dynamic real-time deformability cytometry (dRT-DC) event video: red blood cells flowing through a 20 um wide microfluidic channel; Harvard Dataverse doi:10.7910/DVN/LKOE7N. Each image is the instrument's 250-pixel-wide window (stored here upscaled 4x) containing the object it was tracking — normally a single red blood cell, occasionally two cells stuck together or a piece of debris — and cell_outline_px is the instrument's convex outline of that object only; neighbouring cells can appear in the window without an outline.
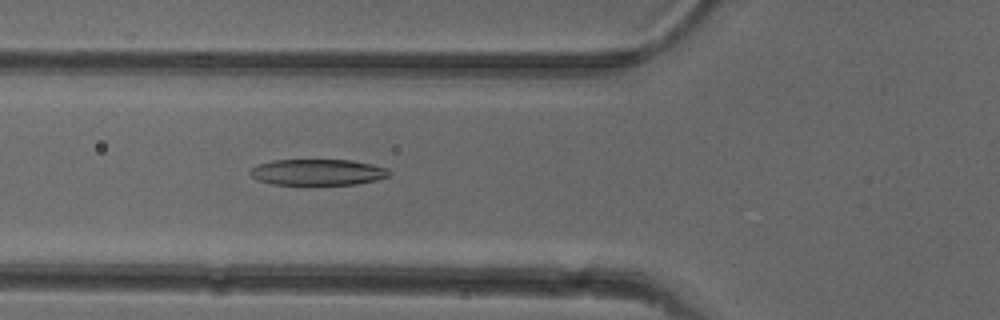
{"species": "common noctule bat (a hibernating species)", "species_latin": "Nyctalus noctula", "temperature_condition": "cold", "stored_images_in_passage": 46, "camera_frame_rate_fps": 3000, "um_per_image_px": 0.085, "animal": {"sex": "female"}, "frame": {"image": 1, "passage_image": 13, "time_ms": 4.0, "image_size_px": [1000, 320], "cell_outline_px": [[392, 172], [388, 176], [376, 180], [356, 184], [272, 184], [260, 180], [252, 176], [248, 172], [256, 164], [272, 160], [352, 160], [372, 164], [388, 168]], "centroid_in_image_um": [27.02, 14.62], "position_along_channel_um": 98.8, "area_um2": 21.1}}
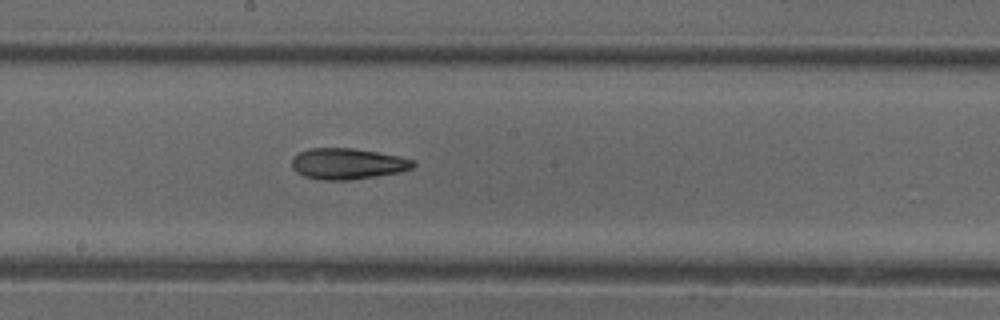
{"frame": {"image": 2, "passage_image": 22, "time_ms": 7.0, "image_size_px": [1000, 320], "cell_outline_px": [[416, 164], [412, 168], [400, 172], [348, 180], [320, 180], [304, 176], [296, 172], [292, 168], [292, 160], [300, 152], [308, 148], [352, 148], [400, 156], [416, 160]], "centroid_in_image_um": [29.56, 13.92], "position_along_channel_um": 218.6, "area_um2": 21.91}}
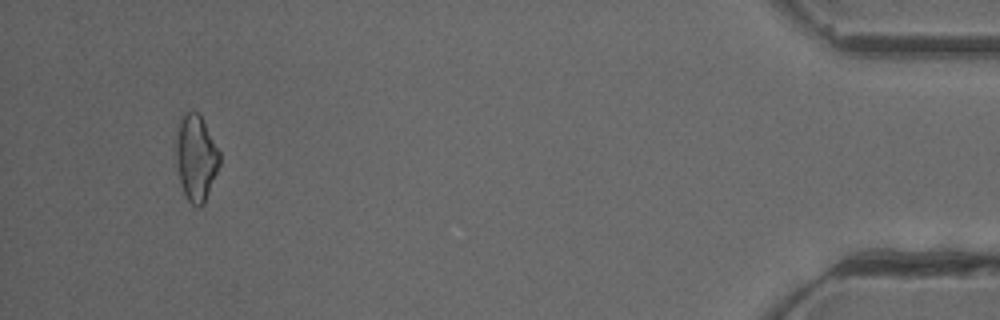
{"frame": {"image": 3, "passage_image": 43, "time_ms": 14.0, "image_size_px": [1000, 320], "cell_outline_px": [[220, 164], [204, 204], [200, 208], [196, 208], [188, 200], [180, 184], [176, 160], [176, 124], [184, 112], [200, 112], [220, 152]], "centroid_in_image_um": [16.65, 13.38], "position_along_channel_um": 418.5, "area_um2": 22.25}, "authors_computed_cell_mechanics": {"area_um2": 21.9351, "velocity_mm_per_s": 3.9659, "shape_relaxation_time_tau1_ms": 9.144, "shape_relaxation_time_tau2_ms": 5.4337, "deformation_change_tau1": 0.2227, "deformation_change_tau2": 0.1815}}